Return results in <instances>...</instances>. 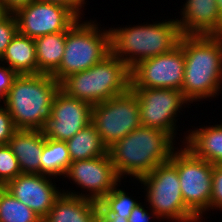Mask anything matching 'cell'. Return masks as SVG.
Wrapping results in <instances>:
<instances>
[{
    "instance_id": "6da1fadb",
    "label": "cell",
    "mask_w": 222,
    "mask_h": 222,
    "mask_svg": "<svg viewBox=\"0 0 222 222\" xmlns=\"http://www.w3.org/2000/svg\"><path fill=\"white\" fill-rule=\"evenodd\" d=\"M176 143L169 133L141 125L109 147L108 154L117 176L122 181L128 177L132 181L134 177L136 184L139 178L170 160L178 148Z\"/></svg>"
},
{
    "instance_id": "7a4b0ae2",
    "label": "cell",
    "mask_w": 222,
    "mask_h": 222,
    "mask_svg": "<svg viewBox=\"0 0 222 222\" xmlns=\"http://www.w3.org/2000/svg\"><path fill=\"white\" fill-rule=\"evenodd\" d=\"M185 70L181 92L193 104L222 94L219 35H182Z\"/></svg>"
},
{
    "instance_id": "3957f363",
    "label": "cell",
    "mask_w": 222,
    "mask_h": 222,
    "mask_svg": "<svg viewBox=\"0 0 222 222\" xmlns=\"http://www.w3.org/2000/svg\"><path fill=\"white\" fill-rule=\"evenodd\" d=\"M174 18L109 27L111 53L131 69L143 59L169 52L182 36Z\"/></svg>"
},
{
    "instance_id": "277c9868",
    "label": "cell",
    "mask_w": 222,
    "mask_h": 222,
    "mask_svg": "<svg viewBox=\"0 0 222 222\" xmlns=\"http://www.w3.org/2000/svg\"><path fill=\"white\" fill-rule=\"evenodd\" d=\"M60 83L49 74L18 75L1 102L16 129L43 130L51 118L52 103Z\"/></svg>"
},
{
    "instance_id": "5b68a950",
    "label": "cell",
    "mask_w": 222,
    "mask_h": 222,
    "mask_svg": "<svg viewBox=\"0 0 222 222\" xmlns=\"http://www.w3.org/2000/svg\"><path fill=\"white\" fill-rule=\"evenodd\" d=\"M130 86V68L112 53L89 69L73 73L60 82V90L66 95L92 105L123 94Z\"/></svg>"
},
{
    "instance_id": "8992f818",
    "label": "cell",
    "mask_w": 222,
    "mask_h": 222,
    "mask_svg": "<svg viewBox=\"0 0 222 222\" xmlns=\"http://www.w3.org/2000/svg\"><path fill=\"white\" fill-rule=\"evenodd\" d=\"M89 20L79 18L67 30L62 62L52 74L59 83L73 73L89 69L111 53L109 28L100 27L96 19Z\"/></svg>"
},
{
    "instance_id": "52a82bcc",
    "label": "cell",
    "mask_w": 222,
    "mask_h": 222,
    "mask_svg": "<svg viewBox=\"0 0 222 222\" xmlns=\"http://www.w3.org/2000/svg\"><path fill=\"white\" fill-rule=\"evenodd\" d=\"M137 181L144 188V201L159 221L202 222L186 207L177 168L170 161L159 164Z\"/></svg>"
},
{
    "instance_id": "ba28073f",
    "label": "cell",
    "mask_w": 222,
    "mask_h": 222,
    "mask_svg": "<svg viewBox=\"0 0 222 222\" xmlns=\"http://www.w3.org/2000/svg\"><path fill=\"white\" fill-rule=\"evenodd\" d=\"M179 147L169 161L177 168L186 207L201 221L211 211L214 165L195 157L183 145Z\"/></svg>"
},
{
    "instance_id": "9c48e42d",
    "label": "cell",
    "mask_w": 222,
    "mask_h": 222,
    "mask_svg": "<svg viewBox=\"0 0 222 222\" xmlns=\"http://www.w3.org/2000/svg\"><path fill=\"white\" fill-rule=\"evenodd\" d=\"M91 123L107 148L138 129L141 121L134 91L129 88L123 94L93 105Z\"/></svg>"
},
{
    "instance_id": "30bf717a",
    "label": "cell",
    "mask_w": 222,
    "mask_h": 222,
    "mask_svg": "<svg viewBox=\"0 0 222 222\" xmlns=\"http://www.w3.org/2000/svg\"><path fill=\"white\" fill-rule=\"evenodd\" d=\"M131 89L137 96L141 125L167 132L178 140L179 113L191 106L183 93L171 88Z\"/></svg>"
},
{
    "instance_id": "8fae6325",
    "label": "cell",
    "mask_w": 222,
    "mask_h": 222,
    "mask_svg": "<svg viewBox=\"0 0 222 222\" xmlns=\"http://www.w3.org/2000/svg\"><path fill=\"white\" fill-rule=\"evenodd\" d=\"M64 178H68L71 184H76L75 187L78 185L77 189L79 187L81 191H75L76 188L70 190L69 187V190L62 188L63 193L89 199L96 203H99L121 181L115 172L109 154L71 162Z\"/></svg>"
},
{
    "instance_id": "7c38bea8",
    "label": "cell",
    "mask_w": 222,
    "mask_h": 222,
    "mask_svg": "<svg viewBox=\"0 0 222 222\" xmlns=\"http://www.w3.org/2000/svg\"><path fill=\"white\" fill-rule=\"evenodd\" d=\"M185 58L180 44L162 55L141 60L130 69V88H171L181 91Z\"/></svg>"
},
{
    "instance_id": "4fadbf2b",
    "label": "cell",
    "mask_w": 222,
    "mask_h": 222,
    "mask_svg": "<svg viewBox=\"0 0 222 222\" xmlns=\"http://www.w3.org/2000/svg\"><path fill=\"white\" fill-rule=\"evenodd\" d=\"M14 15L18 33L31 39L67 31L79 19L69 8L41 0L18 9Z\"/></svg>"
},
{
    "instance_id": "5bb4252c",
    "label": "cell",
    "mask_w": 222,
    "mask_h": 222,
    "mask_svg": "<svg viewBox=\"0 0 222 222\" xmlns=\"http://www.w3.org/2000/svg\"><path fill=\"white\" fill-rule=\"evenodd\" d=\"M92 106L59 90L52 103L51 118L43 129L45 137L66 142L91 123Z\"/></svg>"
},
{
    "instance_id": "9a60e30c",
    "label": "cell",
    "mask_w": 222,
    "mask_h": 222,
    "mask_svg": "<svg viewBox=\"0 0 222 222\" xmlns=\"http://www.w3.org/2000/svg\"><path fill=\"white\" fill-rule=\"evenodd\" d=\"M55 180L42 174H20L4 188L43 220L63 193Z\"/></svg>"
},
{
    "instance_id": "2e32d148",
    "label": "cell",
    "mask_w": 222,
    "mask_h": 222,
    "mask_svg": "<svg viewBox=\"0 0 222 222\" xmlns=\"http://www.w3.org/2000/svg\"><path fill=\"white\" fill-rule=\"evenodd\" d=\"M176 18L181 35H219L222 17L216 0H186Z\"/></svg>"
},
{
    "instance_id": "e0dca14e",
    "label": "cell",
    "mask_w": 222,
    "mask_h": 222,
    "mask_svg": "<svg viewBox=\"0 0 222 222\" xmlns=\"http://www.w3.org/2000/svg\"><path fill=\"white\" fill-rule=\"evenodd\" d=\"M203 125L193 130H186L188 133L184 134V138H181V143L178 142V145L182 144L195 157L213 165L222 164V122L215 125Z\"/></svg>"
},
{
    "instance_id": "ac0fdd59",
    "label": "cell",
    "mask_w": 222,
    "mask_h": 222,
    "mask_svg": "<svg viewBox=\"0 0 222 222\" xmlns=\"http://www.w3.org/2000/svg\"><path fill=\"white\" fill-rule=\"evenodd\" d=\"M45 143L43 130L17 129L9 140L22 174H40V157Z\"/></svg>"
},
{
    "instance_id": "d6986e66",
    "label": "cell",
    "mask_w": 222,
    "mask_h": 222,
    "mask_svg": "<svg viewBox=\"0 0 222 222\" xmlns=\"http://www.w3.org/2000/svg\"><path fill=\"white\" fill-rule=\"evenodd\" d=\"M97 213L95 201L62 193L42 222H95Z\"/></svg>"
},
{
    "instance_id": "ffe728a7",
    "label": "cell",
    "mask_w": 222,
    "mask_h": 222,
    "mask_svg": "<svg viewBox=\"0 0 222 222\" xmlns=\"http://www.w3.org/2000/svg\"><path fill=\"white\" fill-rule=\"evenodd\" d=\"M0 62L8 65L18 75L38 74L34 39L17 33L7 46Z\"/></svg>"
},
{
    "instance_id": "44dd1931",
    "label": "cell",
    "mask_w": 222,
    "mask_h": 222,
    "mask_svg": "<svg viewBox=\"0 0 222 222\" xmlns=\"http://www.w3.org/2000/svg\"><path fill=\"white\" fill-rule=\"evenodd\" d=\"M66 33L63 31L34 39L38 74L52 75L59 68L64 55Z\"/></svg>"
},
{
    "instance_id": "7402d4cb",
    "label": "cell",
    "mask_w": 222,
    "mask_h": 222,
    "mask_svg": "<svg viewBox=\"0 0 222 222\" xmlns=\"http://www.w3.org/2000/svg\"><path fill=\"white\" fill-rule=\"evenodd\" d=\"M71 162L104 156L108 154V148L90 123L81 129L72 138L66 141Z\"/></svg>"
},
{
    "instance_id": "603a6c76",
    "label": "cell",
    "mask_w": 222,
    "mask_h": 222,
    "mask_svg": "<svg viewBox=\"0 0 222 222\" xmlns=\"http://www.w3.org/2000/svg\"><path fill=\"white\" fill-rule=\"evenodd\" d=\"M70 163L71 157L66 142L45 137L43 152L40 157V174L59 179L60 181V178L64 177Z\"/></svg>"
},
{
    "instance_id": "cb8c5ba5",
    "label": "cell",
    "mask_w": 222,
    "mask_h": 222,
    "mask_svg": "<svg viewBox=\"0 0 222 222\" xmlns=\"http://www.w3.org/2000/svg\"><path fill=\"white\" fill-rule=\"evenodd\" d=\"M120 181L113 190L98 203L100 217H123L129 218L133 209L140 203L136 196H129V192L120 189Z\"/></svg>"
},
{
    "instance_id": "d4e9b609",
    "label": "cell",
    "mask_w": 222,
    "mask_h": 222,
    "mask_svg": "<svg viewBox=\"0 0 222 222\" xmlns=\"http://www.w3.org/2000/svg\"><path fill=\"white\" fill-rule=\"evenodd\" d=\"M0 222H42L28 206L0 187Z\"/></svg>"
},
{
    "instance_id": "484cf974",
    "label": "cell",
    "mask_w": 222,
    "mask_h": 222,
    "mask_svg": "<svg viewBox=\"0 0 222 222\" xmlns=\"http://www.w3.org/2000/svg\"><path fill=\"white\" fill-rule=\"evenodd\" d=\"M22 174L18 160L8 144L0 145V187Z\"/></svg>"
},
{
    "instance_id": "4316f807",
    "label": "cell",
    "mask_w": 222,
    "mask_h": 222,
    "mask_svg": "<svg viewBox=\"0 0 222 222\" xmlns=\"http://www.w3.org/2000/svg\"><path fill=\"white\" fill-rule=\"evenodd\" d=\"M17 33L18 25L16 17L14 13H10L6 18L0 21V58Z\"/></svg>"
},
{
    "instance_id": "83f0119b",
    "label": "cell",
    "mask_w": 222,
    "mask_h": 222,
    "mask_svg": "<svg viewBox=\"0 0 222 222\" xmlns=\"http://www.w3.org/2000/svg\"><path fill=\"white\" fill-rule=\"evenodd\" d=\"M222 211V164L214 165L212 174L211 210Z\"/></svg>"
},
{
    "instance_id": "f1b7e54d",
    "label": "cell",
    "mask_w": 222,
    "mask_h": 222,
    "mask_svg": "<svg viewBox=\"0 0 222 222\" xmlns=\"http://www.w3.org/2000/svg\"><path fill=\"white\" fill-rule=\"evenodd\" d=\"M12 117L7 111L6 107L0 104V145L8 144L12 138L13 133L16 131Z\"/></svg>"
},
{
    "instance_id": "f546056e",
    "label": "cell",
    "mask_w": 222,
    "mask_h": 222,
    "mask_svg": "<svg viewBox=\"0 0 222 222\" xmlns=\"http://www.w3.org/2000/svg\"><path fill=\"white\" fill-rule=\"evenodd\" d=\"M17 76L12 68L0 62V103L7 97Z\"/></svg>"
},
{
    "instance_id": "4dcf8cb0",
    "label": "cell",
    "mask_w": 222,
    "mask_h": 222,
    "mask_svg": "<svg viewBox=\"0 0 222 222\" xmlns=\"http://www.w3.org/2000/svg\"><path fill=\"white\" fill-rule=\"evenodd\" d=\"M152 218L159 220L158 216L149 207H147V203L146 205H142V202H140L133 209L132 213L128 218V222H151V220H153Z\"/></svg>"
},
{
    "instance_id": "1f68e13d",
    "label": "cell",
    "mask_w": 222,
    "mask_h": 222,
    "mask_svg": "<svg viewBox=\"0 0 222 222\" xmlns=\"http://www.w3.org/2000/svg\"><path fill=\"white\" fill-rule=\"evenodd\" d=\"M41 1L63 5L69 8L78 18L84 17V12H85L84 7L86 6L85 4H87L86 0H41Z\"/></svg>"
},
{
    "instance_id": "d6a6232c",
    "label": "cell",
    "mask_w": 222,
    "mask_h": 222,
    "mask_svg": "<svg viewBox=\"0 0 222 222\" xmlns=\"http://www.w3.org/2000/svg\"><path fill=\"white\" fill-rule=\"evenodd\" d=\"M33 1L35 0H2L10 13H15L18 9L29 5Z\"/></svg>"
},
{
    "instance_id": "836d02e7",
    "label": "cell",
    "mask_w": 222,
    "mask_h": 222,
    "mask_svg": "<svg viewBox=\"0 0 222 222\" xmlns=\"http://www.w3.org/2000/svg\"><path fill=\"white\" fill-rule=\"evenodd\" d=\"M10 12L6 9L2 0H0V21L6 18Z\"/></svg>"
},
{
    "instance_id": "e575fe53",
    "label": "cell",
    "mask_w": 222,
    "mask_h": 222,
    "mask_svg": "<svg viewBox=\"0 0 222 222\" xmlns=\"http://www.w3.org/2000/svg\"><path fill=\"white\" fill-rule=\"evenodd\" d=\"M105 222H128L127 218L123 217H101Z\"/></svg>"
},
{
    "instance_id": "d590c367",
    "label": "cell",
    "mask_w": 222,
    "mask_h": 222,
    "mask_svg": "<svg viewBox=\"0 0 222 222\" xmlns=\"http://www.w3.org/2000/svg\"><path fill=\"white\" fill-rule=\"evenodd\" d=\"M218 11L222 17V0H216Z\"/></svg>"
},
{
    "instance_id": "8d00e7d4",
    "label": "cell",
    "mask_w": 222,
    "mask_h": 222,
    "mask_svg": "<svg viewBox=\"0 0 222 222\" xmlns=\"http://www.w3.org/2000/svg\"><path fill=\"white\" fill-rule=\"evenodd\" d=\"M219 40L221 41V51H222V33L219 34ZM221 83H222V58H221Z\"/></svg>"
},
{
    "instance_id": "74e56055",
    "label": "cell",
    "mask_w": 222,
    "mask_h": 222,
    "mask_svg": "<svg viewBox=\"0 0 222 222\" xmlns=\"http://www.w3.org/2000/svg\"><path fill=\"white\" fill-rule=\"evenodd\" d=\"M95 222H105L100 216H99V214L97 213L96 215H95Z\"/></svg>"
}]
</instances>
